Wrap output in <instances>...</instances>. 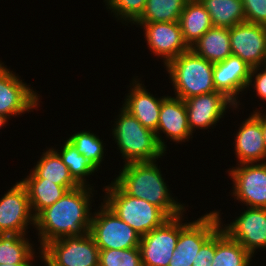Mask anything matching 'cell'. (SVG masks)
Here are the masks:
<instances>
[{
    "instance_id": "obj_1",
    "label": "cell",
    "mask_w": 266,
    "mask_h": 266,
    "mask_svg": "<svg viewBox=\"0 0 266 266\" xmlns=\"http://www.w3.org/2000/svg\"><path fill=\"white\" fill-rule=\"evenodd\" d=\"M95 189L80 185L68 190L52 206L45 208L35 217L34 230L40 249L47 243L66 236L89 233L94 211L92 206H96L94 202L98 199V190Z\"/></svg>"
},
{
    "instance_id": "obj_2",
    "label": "cell",
    "mask_w": 266,
    "mask_h": 266,
    "mask_svg": "<svg viewBox=\"0 0 266 266\" xmlns=\"http://www.w3.org/2000/svg\"><path fill=\"white\" fill-rule=\"evenodd\" d=\"M158 161L120 165L113 181L128 195L141 198L162 209L170 218L187 212L189 206L172 193ZM159 165V166H158ZM162 168V169H161ZM162 170V171H161ZM166 180V181H165ZM174 196V197H173ZM182 202V203H181ZM187 204V205H186Z\"/></svg>"
},
{
    "instance_id": "obj_3",
    "label": "cell",
    "mask_w": 266,
    "mask_h": 266,
    "mask_svg": "<svg viewBox=\"0 0 266 266\" xmlns=\"http://www.w3.org/2000/svg\"><path fill=\"white\" fill-rule=\"evenodd\" d=\"M110 122L112 143L122 159L123 165L129 163L151 162L164 159L166 152L159 145L156 134L144 127L133 115L122 106ZM163 157V158H162Z\"/></svg>"
},
{
    "instance_id": "obj_4",
    "label": "cell",
    "mask_w": 266,
    "mask_h": 266,
    "mask_svg": "<svg viewBox=\"0 0 266 266\" xmlns=\"http://www.w3.org/2000/svg\"><path fill=\"white\" fill-rule=\"evenodd\" d=\"M214 63L195 54L191 49L171 60L164 69L172 95L182 100L192 96L215 92L213 83ZM168 74V76H167Z\"/></svg>"
},
{
    "instance_id": "obj_5",
    "label": "cell",
    "mask_w": 266,
    "mask_h": 266,
    "mask_svg": "<svg viewBox=\"0 0 266 266\" xmlns=\"http://www.w3.org/2000/svg\"><path fill=\"white\" fill-rule=\"evenodd\" d=\"M100 199L140 236L162 226L170 217L148 201L126 194L113 180L103 185Z\"/></svg>"
},
{
    "instance_id": "obj_6",
    "label": "cell",
    "mask_w": 266,
    "mask_h": 266,
    "mask_svg": "<svg viewBox=\"0 0 266 266\" xmlns=\"http://www.w3.org/2000/svg\"><path fill=\"white\" fill-rule=\"evenodd\" d=\"M209 211L198 218L192 216L193 220L186 217V212L180 215L179 238L169 266H192L201 246L220 228L217 213Z\"/></svg>"
},
{
    "instance_id": "obj_7",
    "label": "cell",
    "mask_w": 266,
    "mask_h": 266,
    "mask_svg": "<svg viewBox=\"0 0 266 266\" xmlns=\"http://www.w3.org/2000/svg\"><path fill=\"white\" fill-rule=\"evenodd\" d=\"M99 200V206L94 207L89 230L99 250L139 247L141 236Z\"/></svg>"
},
{
    "instance_id": "obj_8",
    "label": "cell",
    "mask_w": 266,
    "mask_h": 266,
    "mask_svg": "<svg viewBox=\"0 0 266 266\" xmlns=\"http://www.w3.org/2000/svg\"><path fill=\"white\" fill-rule=\"evenodd\" d=\"M235 218L224 219L221 209H214L220 221V228L233 240L238 241L254 258L256 253L266 250V208L242 207ZM240 214V215H239ZM238 215V216H236ZM223 217V218H222ZM263 249V250H262ZM262 250V251H260Z\"/></svg>"
},
{
    "instance_id": "obj_9",
    "label": "cell",
    "mask_w": 266,
    "mask_h": 266,
    "mask_svg": "<svg viewBox=\"0 0 266 266\" xmlns=\"http://www.w3.org/2000/svg\"><path fill=\"white\" fill-rule=\"evenodd\" d=\"M0 60V114L17 118L41 107V94ZM37 91V92H36Z\"/></svg>"
},
{
    "instance_id": "obj_10",
    "label": "cell",
    "mask_w": 266,
    "mask_h": 266,
    "mask_svg": "<svg viewBox=\"0 0 266 266\" xmlns=\"http://www.w3.org/2000/svg\"><path fill=\"white\" fill-rule=\"evenodd\" d=\"M41 250L50 266H99L100 250L89 233L51 241Z\"/></svg>"
},
{
    "instance_id": "obj_11",
    "label": "cell",
    "mask_w": 266,
    "mask_h": 266,
    "mask_svg": "<svg viewBox=\"0 0 266 266\" xmlns=\"http://www.w3.org/2000/svg\"><path fill=\"white\" fill-rule=\"evenodd\" d=\"M234 166L225 169L233 184L228 196L244 207L266 208V162Z\"/></svg>"
},
{
    "instance_id": "obj_12",
    "label": "cell",
    "mask_w": 266,
    "mask_h": 266,
    "mask_svg": "<svg viewBox=\"0 0 266 266\" xmlns=\"http://www.w3.org/2000/svg\"><path fill=\"white\" fill-rule=\"evenodd\" d=\"M184 103L187 108L188 125L193 135L199 130L209 132L208 129L218 126L217 123L222 124L220 122L224 121V117H228L230 111L236 115L240 111L230 99L218 91L192 96L185 99Z\"/></svg>"
},
{
    "instance_id": "obj_13",
    "label": "cell",
    "mask_w": 266,
    "mask_h": 266,
    "mask_svg": "<svg viewBox=\"0 0 266 266\" xmlns=\"http://www.w3.org/2000/svg\"><path fill=\"white\" fill-rule=\"evenodd\" d=\"M9 188L0 196V234L28 235V229L35 227V217L26 188L20 181Z\"/></svg>"
},
{
    "instance_id": "obj_14",
    "label": "cell",
    "mask_w": 266,
    "mask_h": 266,
    "mask_svg": "<svg viewBox=\"0 0 266 266\" xmlns=\"http://www.w3.org/2000/svg\"><path fill=\"white\" fill-rule=\"evenodd\" d=\"M134 25L143 30L147 49L157 57L158 62L162 60L163 67L190 49L183 39L179 21L133 23L131 26Z\"/></svg>"
},
{
    "instance_id": "obj_15",
    "label": "cell",
    "mask_w": 266,
    "mask_h": 266,
    "mask_svg": "<svg viewBox=\"0 0 266 266\" xmlns=\"http://www.w3.org/2000/svg\"><path fill=\"white\" fill-rule=\"evenodd\" d=\"M180 233V215L169 218L162 226L141 236L143 266H169Z\"/></svg>"
},
{
    "instance_id": "obj_16",
    "label": "cell",
    "mask_w": 266,
    "mask_h": 266,
    "mask_svg": "<svg viewBox=\"0 0 266 266\" xmlns=\"http://www.w3.org/2000/svg\"><path fill=\"white\" fill-rule=\"evenodd\" d=\"M155 134L159 145L166 154L169 148L167 146L168 140H170L169 144L172 141L175 145L192 141L194 137L188 125L187 108L184 100L168 93L162 101Z\"/></svg>"
},
{
    "instance_id": "obj_17",
    "label": "cell",
    "mask_w": 266,
    "mask_h": 266,
    "mask_svg": "<svg viewBox=\"0 0 266 266\" xmlns=\"http://www.w3.org/2000/svg\"><path fill=\"white\" fill-rule=\"evenodd\" d=\"M251 70V66L240 57L234 55L229 56L224 61L214 63L213 83L216 91L224 94L241 111L245 108L242 100H246L243 98H247L245 97V91L249 82Z\"/></svg>"
},
{
    "instance_id": "obj_18",
    "label": "cell",
    "mask_w": 266,
    "mask_h": 266,
    "mask_svg": "<svg viewBox=\"0 0 266 266\" xmlns=\"http://www.w3.org/2000/svg\"><path fill=\"white\" fill-rule=\"evenodd\" d=\"M242 121V122H241ZM240 123L237 122L236 132L234 131L233 152L236 164L243 163H265L266 149L263 140L261 124V111H253Z\"/></svg>"
},
{
    "instance_id": "obj_19",
    "label": "cell",
    "mask_w": 266,
    "mask_h": 266,
    "mask_svg": "<svg viewBox=\"0 0 266 266\" xmlns=\"http://www.w3.org/2000/svg\"><path fill=\"white\" fill-rule=\"evenodd\" d=\"M139 77L135 74L127 85L128 90L125 94V98L121 101L122 106L131 115L136 117V119L146 128L156 132L159 122V114L163 99L168 95L157 96L153 95L147 86L144 85L145 81L141 80L142 74ZM139 77V78H138ZM150 91V92H149Z\"/></svg>"
},
{
    "instance_id": "obj_20",
    "label": "cell",
    "mask_w": 266,
    "mask_h": 266,
    "mask_svg": "<svg viewBox=\"0 0 266 266\" xmlns=\"http://www.w3.org/2000/svg\"><path fill=\"white\" fill-rule=\"evenodd\" d=\"M232 54L252 68L263 65L266 38L262 25L244 22L229 28Z\"/></svg>"
},
{
    "instance_id": "obj_21",
    "label": "cell",
    "mask_w": 266,
    "mask_h": 266,
    "mask_svg": "<svg viewBox=\"0 0 266 266\" xmlns=\"http://www.w3.org/2000/svg\"><path fill=\"white\" fill-rule=\"evenodd\" d=\"M41 156L34 162L33 168L27 171L24 178H45V181L53 182L63 187H78L80 186L70 175L68 167L62 162L59 154L52 146L43 149L40 152Z\"/></svg>"
},
{
    "instance_id": "obj_22",
    "label": "cell",
    "mask_w": 266,
    "mask_h": 266,
    "mask_svg": "<svg viewBox=\"0 0 266 266\" xmlns=\"http://www.w3.org/2000/svg\"><path fill=\"white\" fill-rule=\"evenodd\" d=\"M29 237L30 234L29 236L0 234V264H19L22 262H37L38 259L41 260L42 250L37 244H34L37 242L32 241Z\"/></svg>"
},
{
    "instance_id": "obj_23",
    "label": "cell",
    "mask_w": 266,
    "mask_h": 266,
    "mask_svg": "<svg viewBox=\"0 0 266 266\" xmlns=\"http://www.w3.org/2000/svg\"><path fill=\"white\" fill-rule=\"evenodd\" d=\"M19 181L26 188L34 217L45 208L52 206L68 190L77 188L63 187L53 182L45 181V178H21Z\"/></svg>"
},
{
    "instance_id": "obj_24",
    "label": "cell",
    "mask_w": 266,
    "mask_h": 266,
    "mask_svg": "<svg viewBox=\"0 0 266 266\" xmlns=\"http://www.w3.org/2000/svg\"><path fill=\"white\" fill-rule=\"evenodd\" d=\"M179 24L183 39L189 48L213 26L209 13L199 0H189L186 3Z\"/></svg>"
},
{
    "instance_id": "obj_25",
    "label": "cell",
    "mask_w": 266,
    "mask_h": 266,
    "mask_svg": "<svg viewBox=\"0 0 266 266\" xmlns=\"http://www.w3.org/2000/svg\"><path fill=\"white\" fill-rule=\"evenodd\" d=\"M190 49L211 63L224 61L233 55L229 28L212 26Z\"/></svg>"
},
{
    "instance_id": "obj_26",
    "label": "cell",
    "mask_w": 266,
    "mask_h": 266,
    "mask_svg": "<svg viewBox=\"0 0 266 266\" xmlns=\"http://www.w3.org/2000/svg\"><path fill=\"white\" fill-rule=\"evenodd\" d=\"M64 139L66 140H63L62 145L60 143V148H56L58 144H54L55 147L53 146L52 148L59 154L62 162L68 167L70 175L79 185L96 188L94 186L96 183L92 184V180L89 178L97 173L99 174L100 170L84 155L80 154L67 138Z\"/></svg>"
},
{
    "instance_id": "obj_27",
    "label": "cell",
    "mask_w": 266,
    "mask_h": 266,
    "mask_svg": "<svg viewBox=\"0 0 266 266\" xmlns=\"http://www.w3.org/2000/svg\"><path fill=\"white\" fill-rule=\"evenodd\" d=\"M253 259L238 241L231 239L221 228L216 231L215 256L211 266H253L256 265Z\"/></svg>"
},
{
    "instance_id": "obj_28",
    "label": "cell",
    "mask_w": 266,
    "mask_h": 266,
    "mask_svg": "<svg viewBox=\"0 0 266 266\" xmlns=\"http://www.w3.org/2000/svg\"><path fill=\"white\" fill-rule=\"evenodd\" d=\"M215 27L231 28L245 21L242 0H199Z\"/></svg>"
},
{
    "instance_id": "obj_29",
    "label": "cell",
    "mask_w": 266,
    "mask_h": 266,
    "mask_svg": "<svg viewBox=\"0 0 266 266\" xmlns=\"http://www.w3.org/2000/svg\"><path fill=\"white\" fill-rule=\"evenodd\" d=\"M73 134L66 137L76 148V150L85 156L86 159L92 162V164L99 170L102 165L106 163L105 152L106 143L99 135L91 130H73ZM96 133V134H95ZM105 155V156H104ZM104 162V163H103Z\"/></svg>"
},
{
    "instance_id": "obj_30",
    "label": "cell",
    "mask_w": 266,
    "mask_h": 266,
    "mask_svg": "<svg viewBox=\"0 0 266 266\" xmlns=\"http://www.w3.org/2000/svg\"><path fill=\"white\" fill-rule=\"evenodd\" d=\"M189 0H147L141 16L134 23L179 21Z\"/></svg>"
},
{
    "instance_id": "obj_31",
    "label": "cell",
    "mask_w": 266,
    "mask_h": 266,
    "mask_svg": "<svg viewBox=\"0 0 266 266\" xmlns=\"http://www.w3.org/2000/svg\"><path fill=\"white\" fill-rule=\"evenodd\" d=\"M104 7L116 22L131 27L143 13L147 0H103ZM124 24V25H123Z\"/></svg>"
},
{
    "instance_id": "obj_32",
    "label": "cell",
    "mask_w": 266,
    "mask_h": 266,
    "mask_svg": "<svg viewBox=\"0 0 266 266\" xmlns=\"http://www.w3.org/2000/svg\"><path fill=\"white\" fill-rule=\"evenodd\" d=\"M99 266H143L140 248L100 250Z\"/></svg>"
},
{
    "instance_id": "obj_33",
    "label": "cell",
    "mask_w": 266,
    "mask_h": 266,
    "mask_svg": "<svg viewBox=\"0 0 266 266\" xmlns=\"http://www.w3.org/2000/svg\"><path fill=\"white\" fill-rule=\"evenodd\" d=\"M250 91L254 92L250 95H254L255 98L258 97L257 99L262 101V104L259 103L258 108L256 106L253 111H266V106H264V104H266V68L263 65L252 68L245 95L250 93Z\"/></svg>"
},
{
    "instance_id": "obj_34",
    "label": "cell",
    "mask_w": 266,
    "mask_h": 266,
    "mask_svg": "<svg viewBox=\"0 0 266 266\" xmlns=\"http://www.w3.org/2000/svg\"><path fill=\"white\" fill-rule=\"evenodd\" d=\"M245 21L263 25L266 23V0H242Z\"/></svg>"
},
{
    "instance_id": "obj_35",
    "label": "cell",
    "mask_w": 266,
    "mask_h": 266,
    "mask_svg": "<svg viewBox=\"0 0 266 266\" xmlns=\"http://www.w3.org/2000/svg\"><path fill=\"white\" fill-rule=\"evenodd\" d=\"M216 232L201 246L192 266H211L215 256Z\"/></svg>"
},
{
    "instance_id": "obj_36",
    "label": "cell",
    "mask_w": 266,
    "mask_h": 266,
    "mask_svg": "<svg viewBox=\"0 0 266 266\" xmlns=\"http://www.w3.org/2000/svg\"><path fill=\"white\" fill-rule=\"evenodd\" d=\"M261 124H262V131H263V140L266 149V111H261Z\"/></svg>"
},
{
    "instance_id": "obj_37",
    "label": "cell",
    "mask_w": 266,
    "mask_h": 266,
    "mask_svg": "<svg viewBox=\"0 0 266 266\" xmlns=\"http://www.w3.org/2000/svg\"><path fill=\"white\" fill-rule=\"evenodd\" d=\"M10 119L0 114V130L9 125ZM1 134V133H0Z\"/></svg>"
},
{
    "instance_id": "obj_38",
    "label": "cell",
    "mask_w": 266,
    "mask_h": 266,
    "mask_svg": "<svg viewBox=\"0 0 266 266\" xmlns=\"http://www.w3.org/2000/svg\"><path fill=\"white\" fill-rule=\"evenodd\" d=\"M38 262H22L19 264H0V266H36Z\"/></svg>"
},
{
    "instance_id": "obj_39",
    "label": "cell",
    "mask_w": 266,
    "mask_h": 266,
    "mask_svg": "<svg viewBox=\"0 0 266 266\" xmlns=\"http://www.w3.org/2000/svg\"><path fill=\"white\" fill-rule=\"evenodd\" d=\"M38 262L41 263V265L43 264L42 266H50V265H49L46 261H44L43 259L39 260ZM38 265L41 266L40 264H38ZM38 265H36V266H38Z\"/></svg>"
},
{
    "instance_id": "obj_40",
    "label": "cell",
    "mask_w": 266,
    "mask_h": 266,
    "mask_svg": "<svg viewBox=\"0 0 266 266\" xmlns=\"http://www.w3.org/2000/svg\"><path fill=\"white\" fill-rule=\"evenodd\" d=\"M262 28H263L264 35H265V38H266V23H264V24L262 25Z\"/></svg>"
},
{
    "instance_id": "obj_41",
    "label": "cell",
    "mask_w": 266,
    "mask_h": 266,
    "mask_svg": "<svg viewBox=\"0 0 266 266\" xmlns=\"http://www.w3.org/2000/svg\"><path fill=\"white\" fill-rule=\"evenodd\" d=\"M263 66L266 68V54H265V59H264Z\"/></svg>"
}]
</instances>
